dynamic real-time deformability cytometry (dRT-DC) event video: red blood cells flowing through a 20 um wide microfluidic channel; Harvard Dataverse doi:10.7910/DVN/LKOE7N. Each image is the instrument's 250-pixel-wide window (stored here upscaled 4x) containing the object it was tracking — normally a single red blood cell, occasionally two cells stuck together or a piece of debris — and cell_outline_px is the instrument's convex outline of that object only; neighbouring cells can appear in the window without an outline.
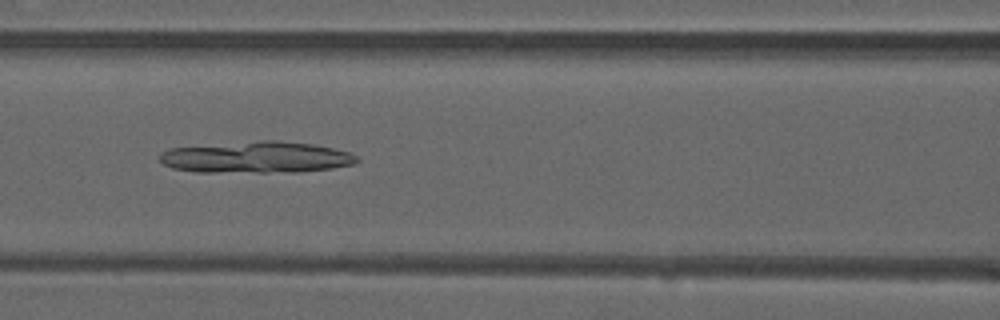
{"species": "common noctule bat (a hibernating species)", "species_latin": "Nyctalus noctula", "temperature_condition": "warm", "stored_images_in_passage": 49, "camera_frame_rate_fps": 3000, "um_per_image_px": 0.085, "animal": {"sex": "male", "forearm_length_mm": 52.5}, "frame": {"image": 1, "passage_image": 21, "time_ms": 6.667, "image_size_px": [1000, 320], "cell_outline_px": [[360, 160], [352, 164], [332, 168], [300, 172], [196, 172], [172, 168], [164, 164], [160, 160], [160, 152], [168, 148], [260, 140], [276, 140], [312, 144], [332, 148], [348, 152], [356, 156]], "centroid_in_image_um": [21.76, 13.37], "position_along_channel_um": 144.8, "area_um2": 36.24}}
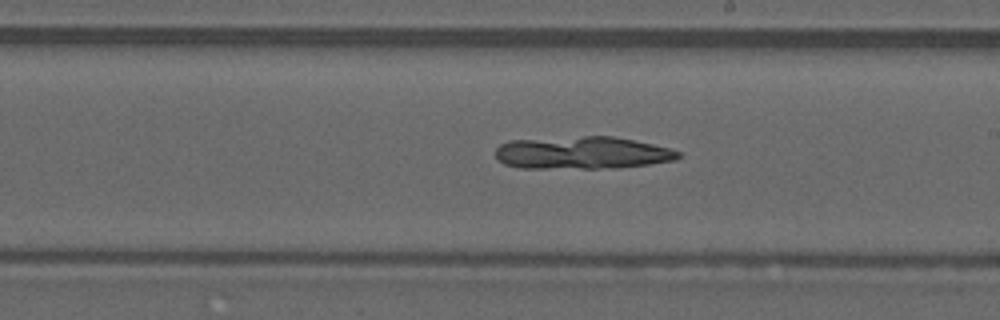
{"frame": {"image": 2, "passage_image": 28, "time_ms": 9.0, "image_size_px": [1000, 320], "cell_outline_px": [[684, 156], [676, 160], [648, 164], [596, 168], [520, 168], [504, 164], [496, 160], [496, 148], [500, 144], [512, 140], [584, 136], [612, 136], [652, 144], [668, 148], [680, 152]], "centroid_in_image_um": [49.45, 12.99], "position_along_channel_um": 239.5, "area_um2": 34.45}}
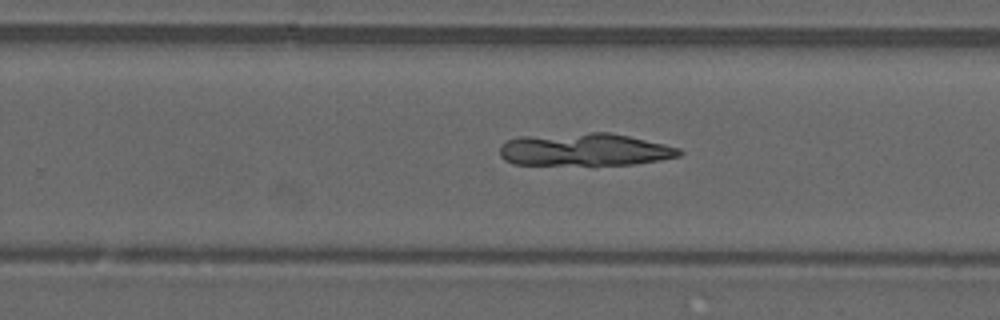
{"frame": {"image": 3, "passage_image": 31, "time_ms": 10.0, "image_size_px": [1000, 320], "cell_outline_px": [[684, 152], [680, 156], [660, 160], [632, 164], [512, 164], [504, 160], [500, 156], [500, 144], [508, 140], [520, 136], [592, 132], [608, 132], [628, 136], [680, 148]], "centroid_in_image_um": [49.67, 12.71], "position_along_channel_um": 280.1, "area_um2": 33.99}}